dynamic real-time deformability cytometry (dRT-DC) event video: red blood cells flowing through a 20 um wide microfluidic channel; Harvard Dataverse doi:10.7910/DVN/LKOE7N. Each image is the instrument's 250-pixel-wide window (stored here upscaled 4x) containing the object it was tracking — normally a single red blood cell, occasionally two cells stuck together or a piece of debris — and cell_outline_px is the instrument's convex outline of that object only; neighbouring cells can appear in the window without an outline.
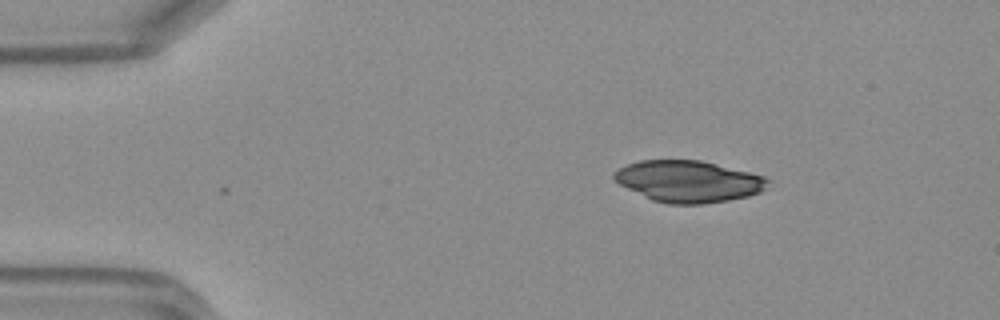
{"species": "Egyptian fruit bat (a non-hibernating species)", "species_latin": "Rousettus aegyptiacus", "temperature_condition": "warm", "stored_images_in_passage": 2, "camera_frame_rate_fps": 3000, "um_per_image_px": 0.085, "frame": {"image": 1, "passage_image": 2, "time_ms": 0.333, "image_size_px": [1000, 320], "cell_outline_px": [[772, 180], [768, 188], [760, 192], [748, 196], [728, 200], [704, 204], [668, 204], [652, 200], [620, 184], [612, 176], [612, 172], [628, 164], [640, 160], [700, 160], [764, 176]], "centroid_in_image_um": [58.55, 15.42], "position_along_channel_um": 26.4, "area_um2": 37.17}}